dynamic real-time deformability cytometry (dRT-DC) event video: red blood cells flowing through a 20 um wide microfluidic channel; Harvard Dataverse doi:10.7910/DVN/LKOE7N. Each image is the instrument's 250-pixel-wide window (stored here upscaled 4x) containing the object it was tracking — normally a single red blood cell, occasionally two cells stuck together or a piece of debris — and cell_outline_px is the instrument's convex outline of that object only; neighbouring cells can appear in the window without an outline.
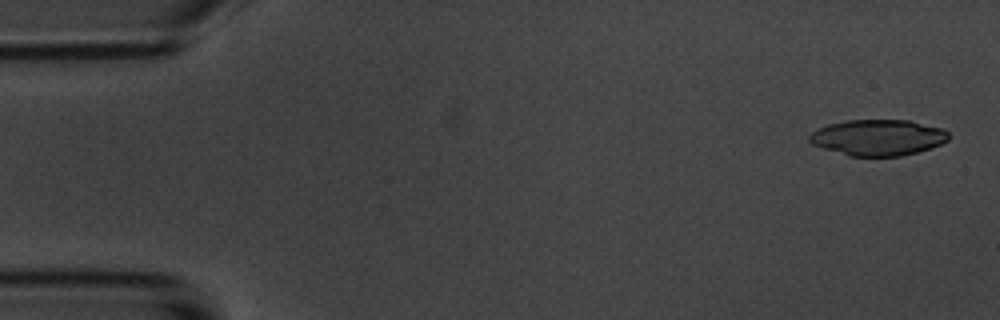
{"species": "common noctule bat (a hibernating species)", "species_latin": "Nyctalus noctula", "temperature_condition": "room temperature", "stored_images_in_passage": 55, "camera_frame_rate_fps": 3000, "um_per_image_px": 0.085, "animal": {"sex": "male", "body_mass_g": 20.1, "forearm_length_mm": 53.5}, "frame": {"image": 1, "passage_image": 2, "time_ms": 0.333, "image_size_px": [1000, 320], "cell_outline_px": [[948, 136], [944, 140], [928, 148], [916, 152], [896, 156], [852, 156], [816, 144], [812, 140], [812, 136], [816, 132], [832, 124], [856, 120], [904, 120], [936, 128], [948, 132]], "centroid_in_image_um": [74.68, 11.69], "position_along_channel_um": 10.3, "area_um2": 27.22}}
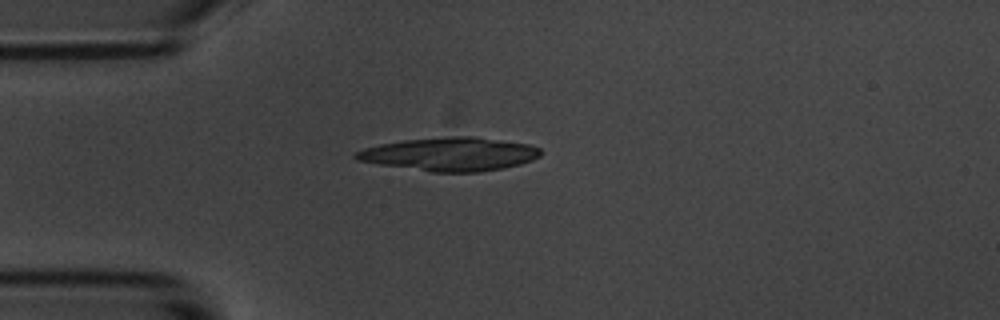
{"frame": {"image": 2, "passage_image": 14, "time_ms": 4.333, "image_size_px": [1000, 320], "cell_outline_px": [[540, 152], [536, 156], [528, 160], [516, 164], [496, 168], [468, 172], [440, 172], [364, 160], [356, 156], [360, 152], [372, 148], [388, 144], [416, 140], [480, 140], [520, 144], [536, 148]], "centroid_in_image_um": [38.29, 13.16], "position_along_channel_um": 46.7, "area_um2": 31.04}}